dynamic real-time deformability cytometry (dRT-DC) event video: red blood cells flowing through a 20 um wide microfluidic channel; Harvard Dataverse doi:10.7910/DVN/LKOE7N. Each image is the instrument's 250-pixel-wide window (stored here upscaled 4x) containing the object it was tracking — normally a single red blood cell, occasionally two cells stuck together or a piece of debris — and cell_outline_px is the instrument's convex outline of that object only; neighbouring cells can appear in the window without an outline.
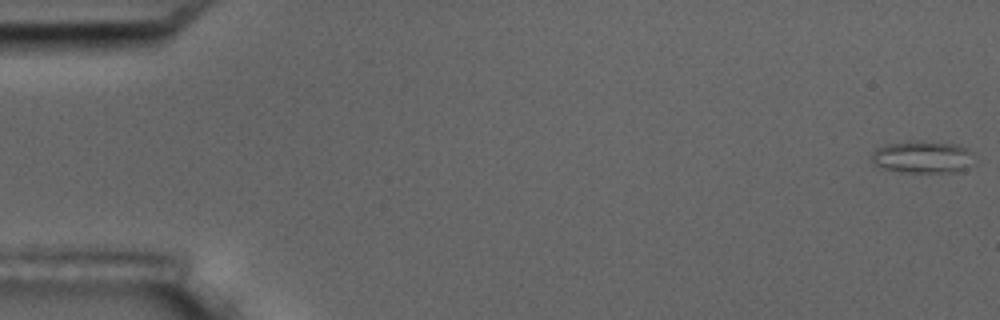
{"species": "common noctule bat (a hibernating species)", "species_latin": "Nyctalus noctula", "temperature_condition": "room temperature", "stored_images_in_passage": 6, "camera_frame_rate_fps": 3000, "um_per_image_px": 0.085, "animal": {"sex": "male", "body_mass_g": 17.5, "forearm_length_mm": 52.3}, "frame": {"image": 1, "passage_image": 1, "time_ms": 0.0, "image_size_px": [1000, 320], "cell_outline_px": [[976, 164], [952, 172], [904, 172], [884, 168], [876, 164], [872, 160], [872, 152], [876, 148], [884, 144], [956, 144], [968, 148], [976, 156]], "centroid_in_image_um": [78.51, 13.39], "position_along_channel_um": 6.5, "area_um2": 18.5}}
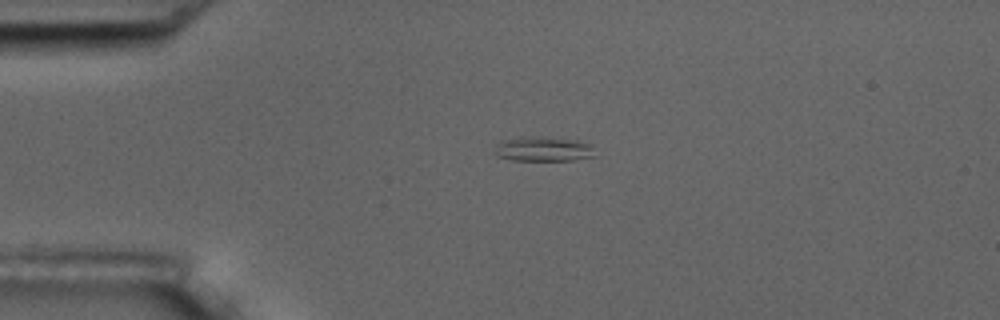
{"frame": {"image": 2, "passage_image": 5, "time_ms": 4.333, "image_size_px": [1000, 320], "cell_outline_px": [[596, 156], [572, 160], [512, 160], [496, 156], [496, 144], [500, 140], [524, 136], [540, 136], [576, 140], [588, 144]], "centroid_in_image_um": [46.12, 12.66], "position_along_channel_um": 38.9, "area_um2": 14.39}}